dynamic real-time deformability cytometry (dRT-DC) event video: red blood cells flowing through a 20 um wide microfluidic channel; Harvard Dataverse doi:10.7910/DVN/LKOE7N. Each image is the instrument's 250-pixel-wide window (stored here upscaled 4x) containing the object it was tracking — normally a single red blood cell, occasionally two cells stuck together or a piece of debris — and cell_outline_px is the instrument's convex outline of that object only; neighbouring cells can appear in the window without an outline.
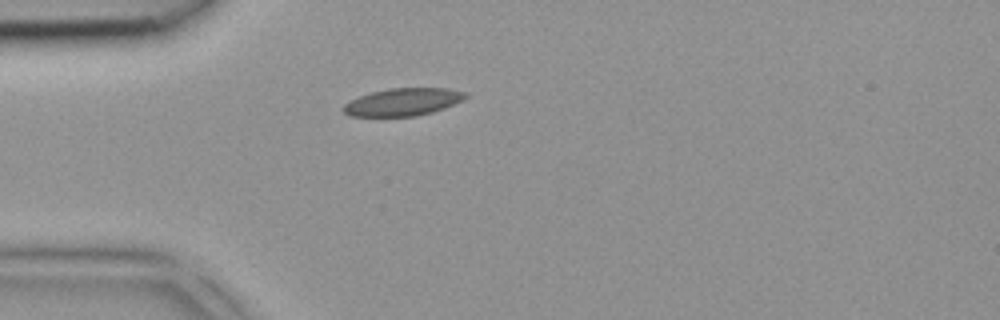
{"species": "common noctule bat (a hibernating species)", "species_latin": "Nyctalus noctula", "temperature_condition": "room temperature", "stored_images_in_passage": 1, "camera_frame_rate_fps": 3000, "um_per_image_px": 0.085, "animal": {"sex": "female", "body_mass_g": 18.4}, "frame": {"image": 1, "passage_image": 1, "time_ms": 0.0, "image_size_px": [1000, 320], "cell_outline_px": [[468, 96], [444, 108], [432, 112], [416, 116], [352, 116], [344, 112], [340, 108], [344, 104], [360, 96], [372, 92], [392, 88], [448, 88], [468, 92]], "centroid_in_image_um": [34.25, 8.66], "position_along_channel_um": 50.7, "area_um2": 19.42}}